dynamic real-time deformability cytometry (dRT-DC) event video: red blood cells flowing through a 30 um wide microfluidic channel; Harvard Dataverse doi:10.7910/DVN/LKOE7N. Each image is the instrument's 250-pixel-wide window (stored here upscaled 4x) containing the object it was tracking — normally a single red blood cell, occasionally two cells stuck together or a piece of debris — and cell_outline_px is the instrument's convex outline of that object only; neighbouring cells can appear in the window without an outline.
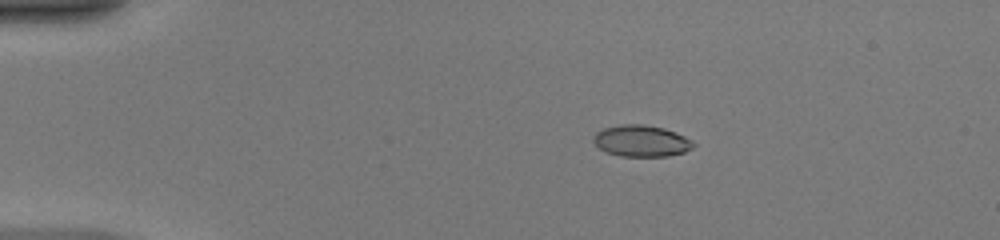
{"species": "common noctule bat (a hibernating species)", "species_latin": "Nyctalus noctula", "temperature_condition": "warm", "stored_images_in_passage": 41, "camera_frame_rate_fps": 3000, "um_per_image_px": 0.085, "animal": {"sex": "female", "body_mass_g": 20.0, "forearm_length_mm": 54.0}, "frame": {"image": 1, "passage_image": 1, "time_ms": 0.0, "image_size_px": [1000, 240], "cell_outline_px": [[696, 144], [692, 148], [684, 152], [668, 156], [620, 156], [608, 152], [600, 148], [592, 140], [592, 136], [596, 132], [604, 128], [620, 124], [644, 124], [664, 128], [676, 132], [692, 140]], "centroid_in_image_um": [54.52, 11.97], "position_along_channel_um": 30.5, "area_um2": 18.38}}
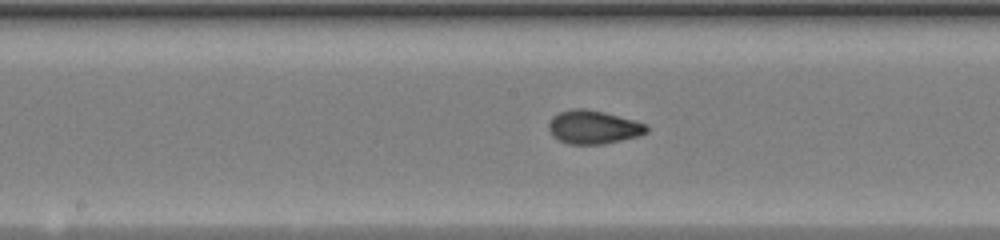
{"frame": {"image": 2, "passage_image": 18, "time_ms": 5.667, "image_size_px": [1000, 240], "cell_outline_px": [[648, 132], [640, 136], [604, 144], [568, 144], [552, 136], [548, 128], [548, 124], [552, 116], [560, 112], [572, 108], [584, 108], [604, 112], [648, 124]], "centroid_in_image_um": [50.44, 10.81], "position_along_channel_um": 197.8, "area_um2": 19.25}}
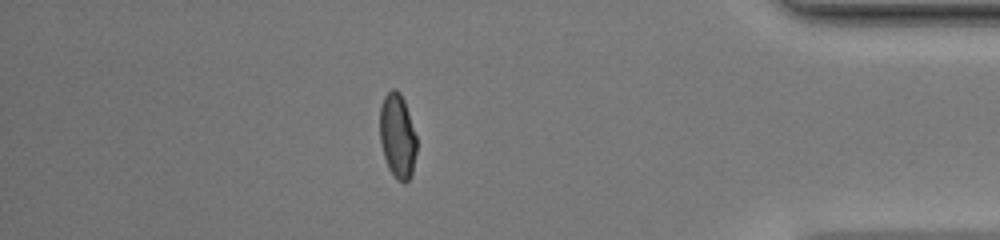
{"frame": {"image": 3, "passage_image": 35, "time_ms": 11.333, "image_size_px": [1000, 240], "cell_outline_px": [[416, 152], [412, 172], [408, 180], [404, 184], [396, 180], [388, 168], [384, 156], [380, 140], [380, 104], [384, 96], [392, 88], [396, 88], [400, 92], [404, 100], [416, 136]], "centroid_in_image_um": [33.77, 11.55], "position_along_channel_um": 401.4, "area_um2": 18.21}, "authors_computed_cell_mechanics": {"area_um2": 18.4382, "velocity_mm_per_s": 4.186, "shape_relaxation_time_tau1_ms": 9.4507, "shape_relaxation_time_tau2_ms": null, "deformation_change_tau1": 0.3111, "deformation_change_tau2": null}}